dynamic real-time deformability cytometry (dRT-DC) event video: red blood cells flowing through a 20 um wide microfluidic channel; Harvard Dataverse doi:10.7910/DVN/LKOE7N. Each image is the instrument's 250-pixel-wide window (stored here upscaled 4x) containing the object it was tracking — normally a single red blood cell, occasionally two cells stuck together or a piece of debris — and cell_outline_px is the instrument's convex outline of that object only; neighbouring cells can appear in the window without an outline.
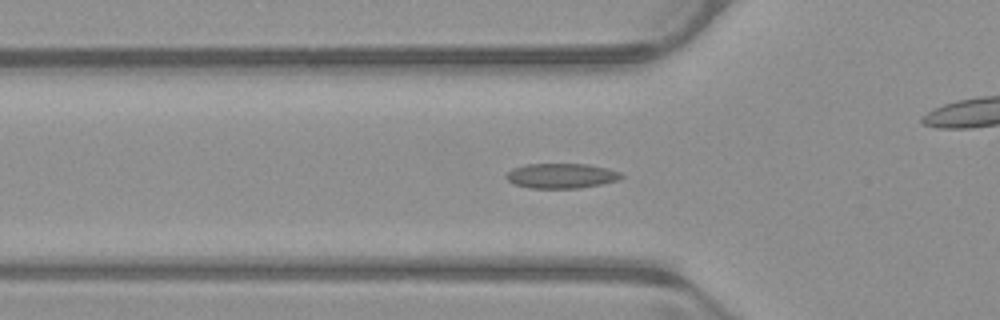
{"species": "common noctule bat (a hibernating species)", "species_latin": "Nyctalus noctula", "temperature_condition": "warm", "stored_images_in_passage": 54, "camera_frame_rate_fps": 3000, "um_per_image_px": 0.085, "animal": {"sex": "male", "body_mass_g": 23.1, "forearm_length_mm": 52.7}, "frame": {"image": 1, "passage_image": 18, "time_ms": 5.667, "image_size_px": [1000, 320], "cell_outline_px": [[624, 176], [616, 180], [600, 184], [580, 188], [528, 188], [512, 184], [504, 176], [512, 168], [524, 164], [588, 164], [608, 168], [620, 172]], "centroid_in_image_um": [47.66, 14.94], "position_along_channel_um": 78.1, "area_um2": 16.82}}
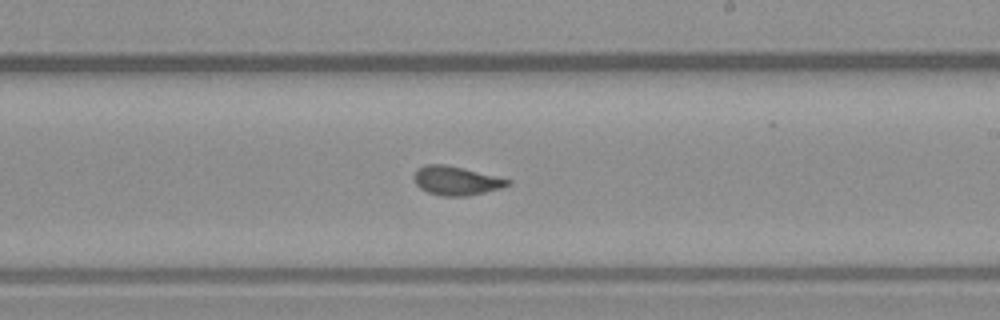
{"frame": {"image": 2, "passage_image": 31, "time_ms": 10.0, "image_size_px": [1000, 320], "cell_outline_px": [[512, 184], [500, 188], [468, 196], [440, 196], [428, 192], [420, 188], [416, 184], [412, 176], [416, 168], [424, 164], [448, 164], [512, 180]], "centroid_in_image_um": [38.74, 15.34], "position_along_channel_um": 250.3, "area_um2": 16.01}}
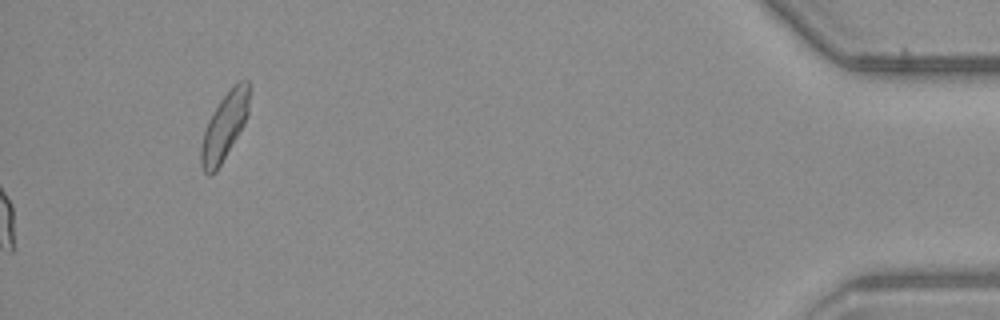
{"frame": {"image": 3, "passage_image": 54, "time_ms": 17.667, "image_size_px": [1000, 320], "cell_outline_px": [[252, 88], [248, 112], [244, 124], [216, 172], [212, 176], [208, 176], [204, 172], [200, 164], [200, 148], [204, 132], [208, 120], [220, 100], [240, 80], [248, 80]], "centroid_in_image_um": [19.09, 10.75], "position_along_channel_um": 416.1, "area_um2": 18.96}, "authors_computed_cell_mechanics": {"area_um2": 15.9528, "velocity_mm_per_s": 3.9495, "shape_relaxation_time_tau1_ms": 7.3618, "shape_relaxation_time_tau2_ms": 0.9765, "deformation_change_tau1": 0.199, "deformation_change_tau2": 0.0616}}